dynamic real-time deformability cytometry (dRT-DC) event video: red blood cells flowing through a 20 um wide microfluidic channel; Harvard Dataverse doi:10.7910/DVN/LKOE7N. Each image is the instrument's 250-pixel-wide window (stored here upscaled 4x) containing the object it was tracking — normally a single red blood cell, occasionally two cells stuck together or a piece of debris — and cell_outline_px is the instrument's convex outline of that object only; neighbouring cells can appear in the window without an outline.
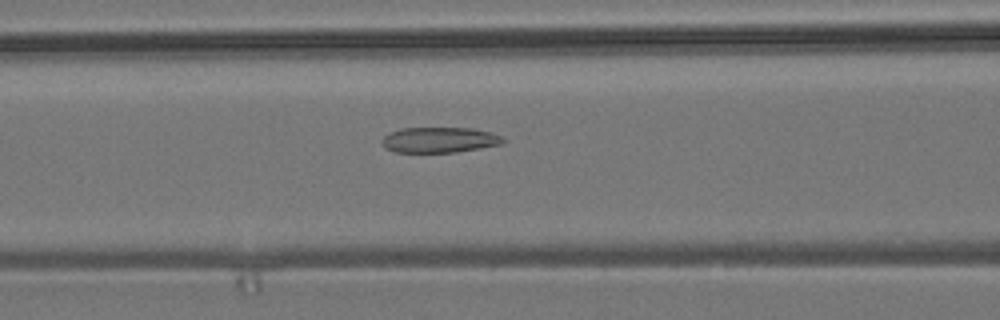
{"species": "common noctule bat (a hibernating species)", "species_latin": "Nyctalus noctula", "temperature_condition": "room temperature", "stored_images_in_passage": 56, "camera_frame_rate_fps": 3000, "um_per_image_px": 0.085, "animal": {"sex": "male", "body_mass_g": 19.2, "forearm_length_mm": 51.8}, "frame": {"image": 1, "passage_image": 23, "time_ms": 7.333, "image_size_px": [1000, 320], "cell_outline_px": [[508, 140], [504, 144], [456, 152], [396, 152], [384, 148], [380, 140], [388, 132], [400, 128], [472, 128], [488, 132], [500, 136]], "centroid_in_image_um": [37.33, 11.89], "position_along_channel_um": 129.3, "area_um2": 18.15}}
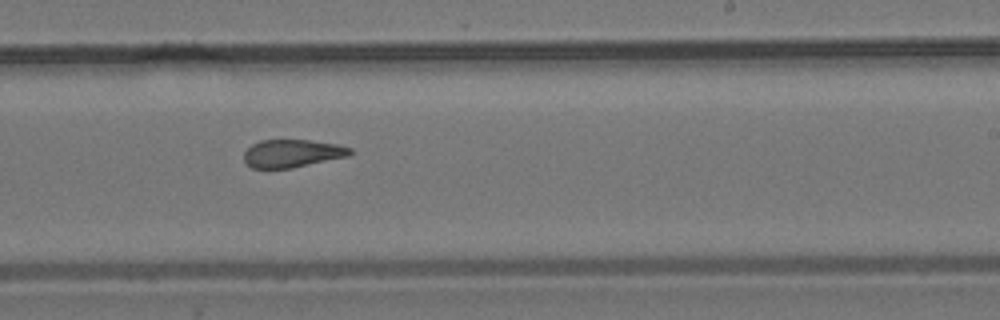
{"frame": {"image": 2, "passage_image": 34, "time_ms": 11.0, "image_size_px": [1000, 320], "cell_outline_px": [[356, 152], [348, 156], [292, 168], [252, 168], [244, 160], [244, 152], [252, 144], [260, 140], [308, 140], [340, 144], [352, 148]], "centroid_in_image_um": [24.89, 13.03], "position_along_channel_um": 264.1, "area_um2": 17.34}}
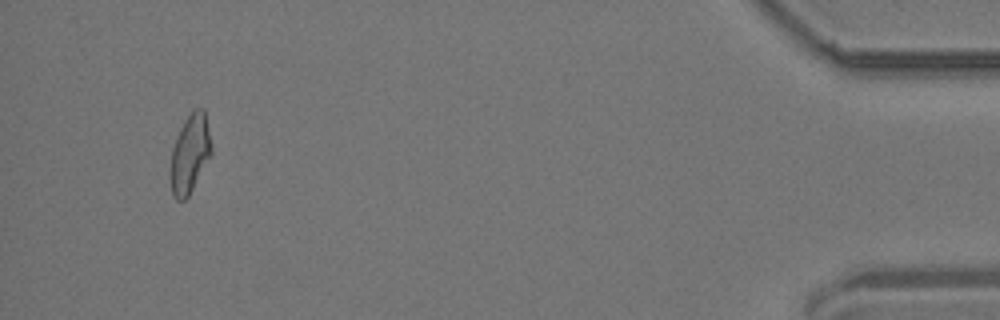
{"frame": {"image": 3, "passage_image": 53, "time_ms": 17.333, "image_size_px": [1000, 320], "cell_outline_px": [[212, 152], [188, 196], [184, 200], [176, 200], [172, 192], [168, 176], [168, 172], [172, 148], [180, 128], [184, 120], [196, 108], [204, 108], [212, 144]], "centroid_in_image_um": [16.11, 13.08], "position_along_channel_um": 419.1, "area_um2": 18.84}, "authors_computed_cell_mechanics": {"area_um2": 19.1029, "velocity_mm_per_s": 3.6865, "shape_relaxation_time_tau1_ms": null, "shape_relaxation_time_tau2_ms": 2.2981, "deformation_change_tau1": null, "deformation_change_tau2": 0.1052}}